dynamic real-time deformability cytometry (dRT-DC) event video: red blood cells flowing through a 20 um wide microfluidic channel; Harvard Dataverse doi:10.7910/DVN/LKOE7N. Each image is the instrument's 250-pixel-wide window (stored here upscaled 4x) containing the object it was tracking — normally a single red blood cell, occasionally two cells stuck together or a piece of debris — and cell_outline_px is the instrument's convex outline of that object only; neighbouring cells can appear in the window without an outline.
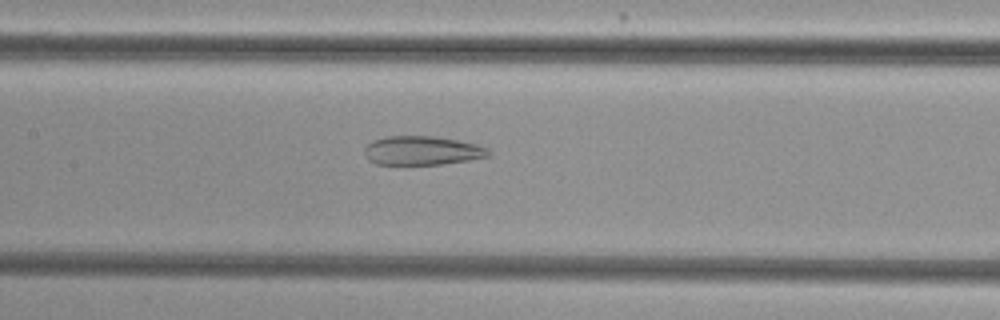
{"species": "common noctule bat (a hibernating species)", "species_latin": "Nyctalus noctula", "temperature_condition": "cold", "stored_images_in_passage": 47, "camera_frame_rate_fps": 3000, "um_per_image_px": 0.085, "animal": {"sex": "female", "body_mass_g": 29.2, "forearm_length_mm": 56.3}, "frame": {"image": 1, "passage_image": 19, "time_ms": 6.0, "image_size_px": [1000, 320], "cell_outline_px": [[492, 152], [488, 156], [468, 160], [440, 164], [376, 164], [368, 160], [364, 156], [364, 148], [372, 140], [388, 136], [432, 136], [456, 140], [476, 144], [488, 148]], "centroid_in_image_um": [35.85, 12.8], "position_along_channel_um": 171.6, "area_um2": 20.87}}
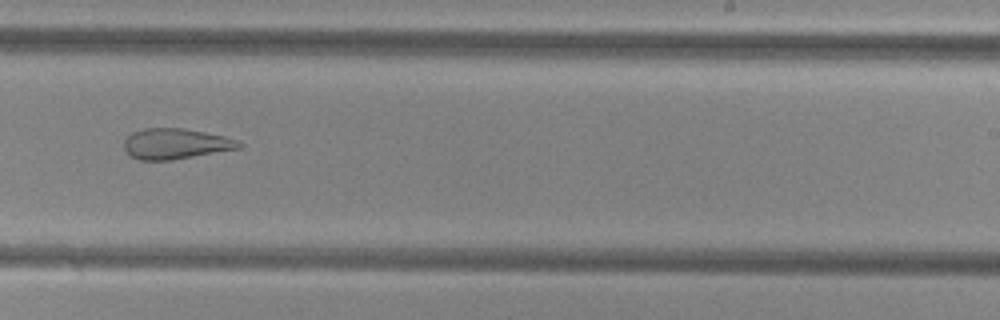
{"frame": {"image": 2, "passage_image": 27, "time_ms": 8.667, "image_size_px": [1000, 320], "cell_outline_px": [[244, 144], [240, 148], [172, 160], [140, 160], [132, 156], [124, 148], [124, 140], [132, 132], [144, 128], [184, 128], [224, 136], [236, 140]], "centroid_in_image_um": [14.92, 12.21], "position_along_channel_um": 274.1, "area_um2": 20.35}}
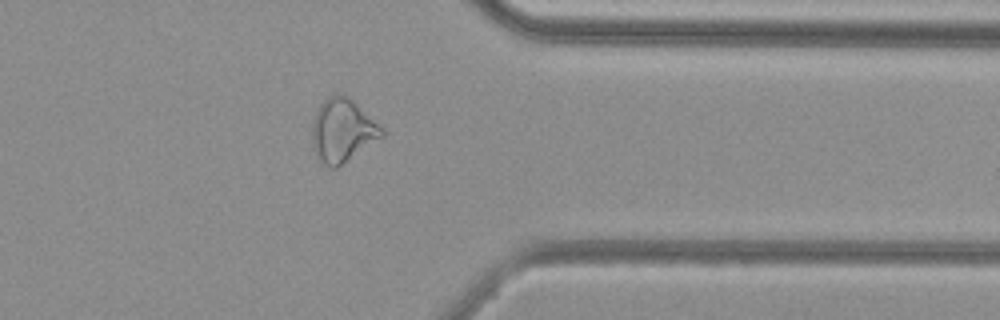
{"frame": {"image": 3, "passage_image": 36, "time_ms": 11.667, "image_size_px": [1000, 320], "cell_outline_px": [[384, 136], [336, 168], [328, 168], [320, 160], [316, 152], [312, 140], [312, 124], [316, 112], [320, 104], [332, 92], [336, 92], [348, 96], [384, 128]], "centroid_in_image_um": [29.12, 11.06], "position_along_channel_um": 382.3, "area_um2": 25.66}, "authors_computed_cell_mechanics": {"area_um2": 26.1256, "velocity_mm_per_s": 3.8585, "shape_relaxation_time_tau1_ms": null, "shape_relaxation_time_tau2_ms": 2.4254, "deformation_change_tau1": null, "deformation_change_tau2": 0.1173}}